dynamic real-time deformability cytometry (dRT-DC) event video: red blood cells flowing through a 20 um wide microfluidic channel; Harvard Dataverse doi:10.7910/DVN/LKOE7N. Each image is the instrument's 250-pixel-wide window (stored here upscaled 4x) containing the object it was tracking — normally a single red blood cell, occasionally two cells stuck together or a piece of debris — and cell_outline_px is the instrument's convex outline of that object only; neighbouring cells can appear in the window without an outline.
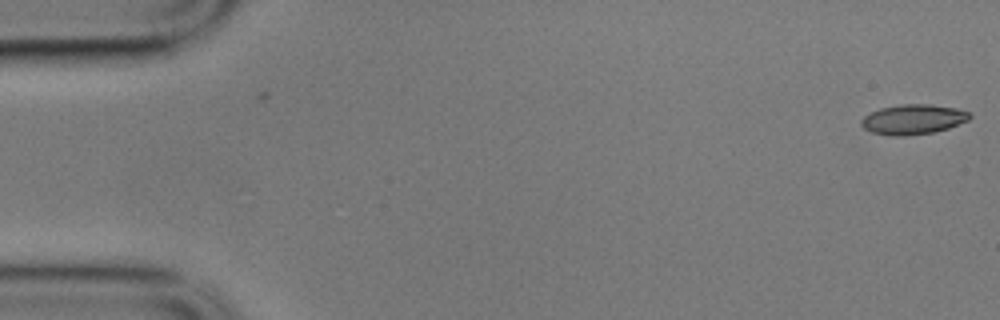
{"species": "common noctule bat (a hibernating species)", "species_latin": "Nyctalus noctula", "temperature_condition": "cold", "stored_images_in_passage": 2, "camera_frame_rate_fps": 3000, "um_per_image_px": 0.085, "animal": {"sex": "male", "body_mass_g": 17.9}, "frame": {"image": 1, "passage_image": 2, "time_ms": 0.333, "image_size_px": [1000, 320], "cell_outline_px": [[972, 116], [968, 120], [948, 128], [932, 132], [904, 136], [892, 136], [872, 132], [864, 128], [860, 124], [860, 120], [864, 116], [880, 108], [900, 104], [932, 104], [956, 108], [968, 112]], "centroid_in_image_um": [77.6, 10.14], "position_along_channel_um": 7.4, "area_um2": 18.84}}